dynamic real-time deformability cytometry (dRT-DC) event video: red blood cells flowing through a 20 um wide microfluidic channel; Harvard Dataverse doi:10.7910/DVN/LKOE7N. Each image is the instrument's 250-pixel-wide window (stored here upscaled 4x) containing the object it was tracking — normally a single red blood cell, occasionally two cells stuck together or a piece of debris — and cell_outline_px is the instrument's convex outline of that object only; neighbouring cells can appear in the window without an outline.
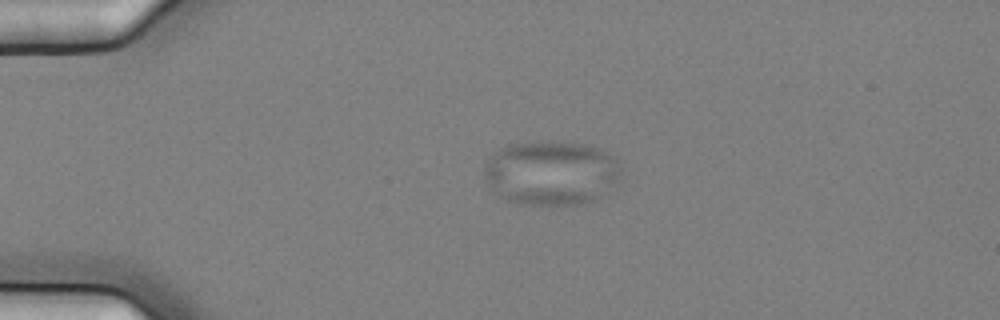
{"species": "common noctule bat (a hibernating species)", "species_latin": "Nyctalus noctula", "temperature_condition": "cold", "stored_images_in_passage": 5, "camera_frame_rate_fps": 3000, "um_per_image_px": 0.085, "animal": {"sex": "female", "body_mass_g": 25.1}, "frame": {"image": 1, "passage_image": 1, "time_ms": 0.0, "image_size_px": [1000, 320], "cell_outline_px": [[620, 180], [616, 188], [596, 200], [588, 204], [520, 204], [504, 200], [492, 188], [484, 176], [484, 164], [488, 156], [500, 148], [508, 144], [536, 140], [560, 140], [584, 144], [600, 148], [616, 156], [620, 160]], "centroid_in_image_um": [46.91, 14.67], "position_along_channel_um": 38.1, "area_um2": 53.06}}